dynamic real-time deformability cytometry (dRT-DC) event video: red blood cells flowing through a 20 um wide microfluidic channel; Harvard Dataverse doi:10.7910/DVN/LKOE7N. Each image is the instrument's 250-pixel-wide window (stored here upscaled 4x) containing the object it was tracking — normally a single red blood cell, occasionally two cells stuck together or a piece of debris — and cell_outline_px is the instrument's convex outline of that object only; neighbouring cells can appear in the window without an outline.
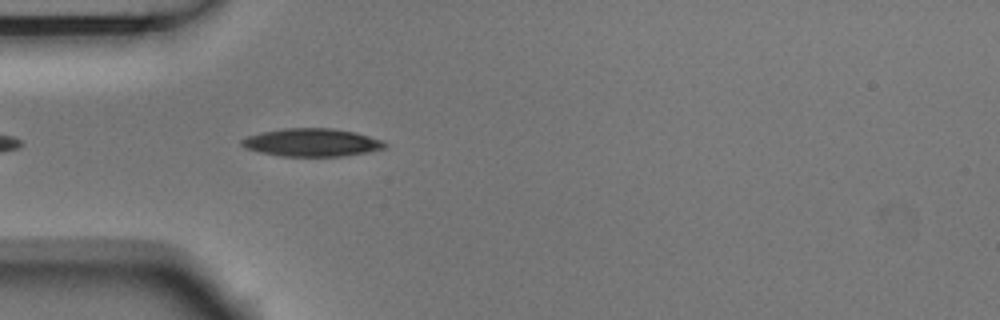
{"species": "Egyptian fruit bat (a non-hibernating species)", "species_latin": "Rousettus aegyptiacus", "temperature_condition": "room temperature", "stored_images_in_passage": 3, "camera_frame_rate_fps": 3000, "um_per_image_px": 0.085, "animal": {"sex": "male"}, "frame": {"image": 1, "passage_image": 3, "time_ms": 0.667, "image_size_px": [1000, 320], "cell_outline_px": [[388, 144], [384, 148], [368, 152], [344, 156], [280, 156], [260, 152], [244, 148], [240, 144], [240, 140], [248, 136], [264, 132], [284, 128], [332, 128], [356, 132], [384, 140]], "centroid_in_image_um": [26.53, 12.11], "position_along_channel_um": 58.5, "area_um2": 23.41}}